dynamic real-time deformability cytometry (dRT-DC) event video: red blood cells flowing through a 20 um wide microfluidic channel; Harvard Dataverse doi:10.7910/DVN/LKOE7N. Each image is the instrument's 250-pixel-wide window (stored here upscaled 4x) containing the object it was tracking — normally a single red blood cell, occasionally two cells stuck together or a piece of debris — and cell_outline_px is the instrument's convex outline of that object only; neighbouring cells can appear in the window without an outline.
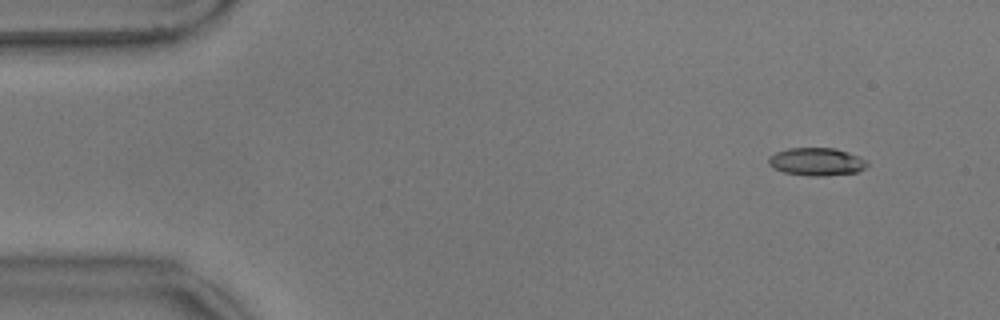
{"species": "common noctule bat (a hibernating species)", "species_latin": "Nyctalus noctula", "temperature_condition": "warm", "stored_images_in_passage": 57, "camera_frame_rate_fps": 3000, "um_per_image_px": 0.085, "animal": {"sex": "male", "body_mass_g": 17.9}, "frame": {"image": 1, "passage_image": 5, "time_ms": 1.333, "image_size_px": [1000, 320], "cell_outline_px": [[868, 164], [864, 168], [856, 172], [828, 176], [808, 176], [784, 172], [772, 168], [768, 164], [768, 156], [776, 152], [788, 148], [836, 148], [860, 156], [868, 160]], "centroid_in_image_um": [69.41, 13.74], "position_along_channel_um": 15.6, "area_um2": 16.24}}
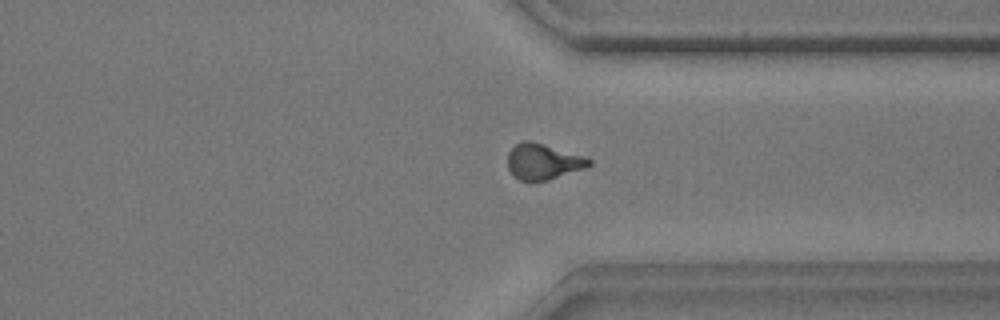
{"frame": {"image": 2, "passage_image": 43, "time_ms": 14.0, "image_size_px": [1000, 320], "cell_outline_px": [[592, 164], [584, 168], [548, 180], [520, 180], [508, 168], [508, 152], [516, 144], [524, 140], [532, 140], [584, 156], [592, 160]], "centroid_in_image_um": [46.17, 13.71], "position_along_channel_um": 365.2, "area_um2": 16.76}}
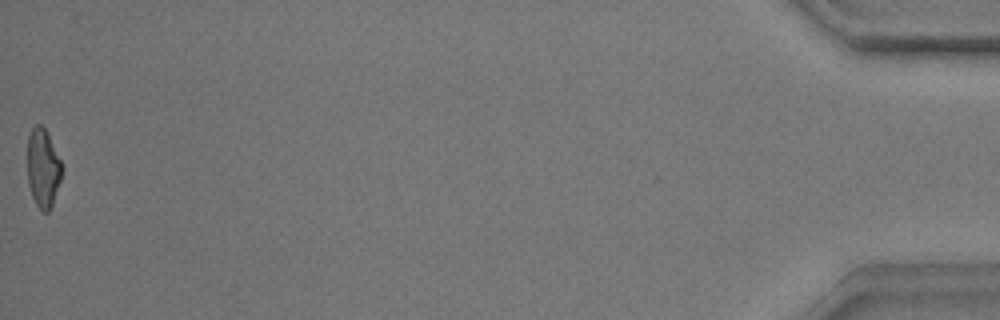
{"frame": {"image": 3, "passage_image": 57, "time_ms": 18.667, "image_size_px": [1000, 320], "cell_outline_px": [[64, 168], [52, 204], [48, 212], [44, 212], [36, 204], [32, 196], [28, 184], [28, 136], [32, 128], [36, 124], [40, 124], [44, 128]], "centroid_in_image_um": [3.65, 14.29], "position_along_channel_um": 431.5, "area_um2": 15.49}, "authors_computed_cell_mechanics": {"area_um2": 16.5308, "velocity_mm_per_s": 3.5595, "shape_relaxation_time_tau1_ms": 4.519, "shape_relaxation_time_tau2_ms": 1.6728, "deformation_change_tau1": 0.1758, "deformation_change_tau2": 0.0761}}